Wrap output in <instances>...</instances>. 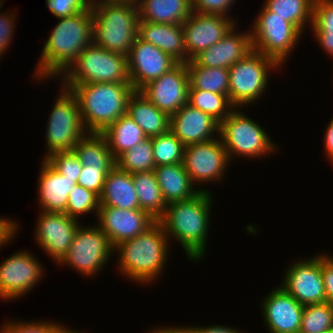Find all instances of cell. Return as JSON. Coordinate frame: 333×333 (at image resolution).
<instances>
[{"label":"cell","mask_w":333,"mask_h":333,"mask_svg":"<svg viewBox=\"0 0 333 333\" xmlns=\"http://www.w3.org/2000/svg\"><path fill=\"white\" fill-rule=\"evenodd\" d=\"M42 50L35 77L61 76L77 60V56L93 44V14L91 7L76 15L59 18ZM57 75V76H56ZM42 78V79H41Z\"/></svg>","instance_id":"cell-1"},{"label":"cell","mask_w":333,"mask_h":333,"mask_svg":"<svg viewBox=\"0 0 333 333\" xmlns=\"http://www.w3.org/2000/svg\"><path fill=\"white\" fill-rule=\"evenodd\" d=\"M210 195L208 191H200L191 199L172 202L158 220L167 237L178 240L190 260H201L205 254L213 204Z\"/></svg>","instance_id":"cell-2"},{"label":"cell","mask_w":333,"mask_h":333,"mask_svg":"<svg viewBox=\"0 0 333 333\" xmlns=\"http://www.w3.org/2000/svg\"><path fill=\"white\" fill-rule=\"evenodd\" d=\"M169 240L162 225L156 221L145 232L114 247L120 257L117 269L134 283L155 281L167 262Z\"/></svg>","instance_id":"cell-3"},{"label":"cell","mask_w":333,"mask_h":333,"mask_svg":"<svg viewBox=\"0 0 333 333\" xmlns=\"http://www.w3.org/2000/svg\"><path fill=\"white\" fill-rule=\"evenodd\" d=\"M71 92L78 99L83 125L88 133H102L120 116L127 113L129 98L135 92L132 84H76Z\"/></svg>","instance_id":"cell-4"},{"label":"cell","mask_w":333,"mask_h":333,"mask_svg":"<svg viewBox=\"0 0 333 333\" xmlns=\"http://www.w3.org/2000/svg\"><path fill=\"white\" fill-rule=\"evenodd\" d=\"M93 43L110 52L128 56L138 37L140 17L135 0L91 6Z\"/></svg>","instance_id":"cell-5"},{"label":"cell","mask_w":333,"mask_h":333,"mask_svg":"<svg viewBox=\"0 0 333 333\" xmlns=\"http://www.w3.org/2000/svg\"><path fill=\"white\" fill-rule=\"evenodd\" d=\"M61 77L64 80L62 87L69 90L76 84L84 83L131 84L127 56L110 52L94 43L77 56Z\"/></svg>","instance_id":"cell-6"},{"label":"cell","mask_w":333,"mask_h":333,"mask_svg":"<svg viewBox=\"0 0 333 333\" xmlns=\"http://www.w3.org/2000/svg\"><path fill=\"white\" fill-rule=\"evenodd\" d=\"M218 136L230 162L233 157L260 158L276 150L266 131L238 108L220 123Z\"/></svg>","instance_id":"cell-7"},{"label":"cell","mask_w":333,"mask_h":333,"mask_svg":"<svg viewBox=\"0 0 333 333\" xmlns=\"http://www.w3.org/2000/svg\"><path fill=\"white\" fill-rule=\"evenodd\" d=\"M280 65L272 58L252 49L229 70V101L234 108L252 104L264 94L269 71Z\"/></svg>","instance_id":"cell-8"},{"label":"cell","mask_w":333,"mask_h":333,"mask_svg":"<svg viewBox=\"0 0 333 333\" xmlns=\"http://www.w3.org/2000/svg\"><path fill=\"white\" fill-rule=\"evenodd\" d=\"M62 88L47 121L45 136L48 151L44 159L56 152L73 151L88 133L82 122L78 99L71 90Z\"/></svg>","instance_id":"cell-9"},{"label":"cell","mask_w":333,"mask_h":333,"mask_svg":"<svg viewBox=\"0 0 333 333\" xmlns=\"http://www.w3.org/2000/svg\"><path fill=\"white\" fill-rule=\"evenodd\" d=\"M254 22L250 31L252 49L274 59L281 66L295 49L302 34L290 22L264 6Z\"/></svg>","instance_id":"cell-10"},{"label":"cell","mask_w":333,"mask_h":333,"mask_svg":"<svg viewBox=\"0 0 333 333\" xmlns=\"http://www.w3.org/2000/svg\"><path fill=\"white\" fill-rule=\"evenodd\" d=\"M112 251L114 252V248L98 225H80L70 248L57 264L70 266L80 274L94 277L103 266L105 267L104 264L108 263Z\"/></svg>","instance_id":"cell-11"},{"label":"cell","mask_w":333,"mask_h":333,"mask_svg":"<svg viewBox=\"0 0 333 333\" xmlns=\"http://www.w3.org/2000/svg\"><path fill=\"white\" fill-rule=\"evenodd\" d=\"M229 163L227 151L220 137L185 146L183 166L195 185L200 182H219Z\"/></svg>","instance_id":"cell-12"},{"label":"cell","mask_w":333,"mask_h":333,"mask_svg":"<svg viewBox=\"0 0 333 333\" xmlns=\"http://www.w3.org/2000/svg\"><path fill=\"white\" fill-rule=\"evenodd\" d=\"M42 265L31 252L18 251L0 264V299L23 297L39 283Z\"/></svg>","instance_id":"cell-13"},{"label":"cell","mask_w":333,"mask_h":333,"mask_svg":"<svg viewBox=\"0 0 333 333\" xmlns=\"http://www.w3.org/2000/svg\"><path fill=\"white\" fill-rule=\"evenodd\" d=\"M321 267V255L293 262L281 285L303 306L327 302Z\"/></svg>","instance_id":"cell-14"},{"label":"cell","mask_w":333,"mask_h":333,"mask_svg":"<svg viewBox=\"0 0 333 333\" xmlns=\"http://www.w3.org/2000/svg\"><path fill=\"white\" fill-rule=\"evenodd\" d=\"M127 63L130 83L135 91H140L178 64L170 55L139 37L132 44Z\"/></svg>","instance_id":"cell-15"},{"label":"cell","mask_w":333,"mask_h":333,"mask_svg":"<svg viewBox=\"0 0 333 333\" xmlns=\"http://www.w3.org/2000/svg\"><path fill=\"white\" fill-rule=\"evenodd\" d=\"M140 92L169 116L188 103L189 77L186 63H178L161 77L149 82Z\"/></svg>","instance_id":"cell-16"},{"label":"cell","mask_w":333,"mask_h":333,"mask_svg":"<svg viewBox=\"0 0 333 333\" xmlns=\"http://www.w3.org/2000/svg\"><path fill=\"white\" fill-rule=\"evenodd\" d=\"M231 16L192 12L182 23L187 57L192 60L201 51L220 41L236 26Z\"/></svg>","instance_id":"cell-17"},{"label":"cell","mask_w":333,"mask_h":333,"mask_svg":"<svg viewBox=\"0 0 333 333\" xmlns=\"http://www.w3.org/2000/svg\"><path fill=\"white\" fill-rule=\"evenodd\" d=\"M97 220L99 228L114 248L119 243L133 239L150 228L156 220L141 209H121L100 205Z\"/></svg>","instance_id":"cell-18"},{"label":"cell","mask_w":333,"mask_h":333,"mask_svg":"<svg viewBox=\"0 0 333 333\" xmlns=\"http://www.w3.org/2000/svg\"><path fill=\"white\" fill-rule=\"evenodd\" d=\"M78 227V220L66 213L40 211L35 239L44 252L58 263L70 248Z\"/></svg>","instance_id":"cell-19"},{"label":"cell","mask_w":333,"mask_h":333,"mask_svg":"<svg viewBox=\"0 0 333 333\" xmlns=\"http://www.w3.org/2000/svg\"><path fill=\"white\" fill-rule=\"evenodd\" d=\"M263 319L270 333H299L304 306L281 285L262 301Z\"/></svg>","instance_id":"cell-20"},{"label":"cell","mask_w":333,"mask_h":333,"mask_svg":"<svg viewBox=\"0 0 333 333\" xmlns=\"http://www.w3.org/2000/svg\"><path fill=\"white\" fill-rule=\"evenodd\" d=\"M219 128L217 120L188 103L170 116V131L185 146L216 138Z\"/></svg>","instance_id":"cell-21"},{"label":"cell","mask_w":333,"mask_h":333,"mask_svg":"<svg viewBox=\"0 0 333 333\" xmlns=\"http://www.w3.org/2000/svg\"><path fill=\"white\" fill-rule=\"evenodd\" d=\"M234 26L213 46L201 51L192 60L198 66L229 69L252 50L250 31L238 33Z\"/></svg>","instance_id":"cell-22"},{"label":"cell","mask_w":333,"mask_h":333,"mask_svg":"<svg viewBox=\"0 0 333 333\" xmlns=\"http://www.w3.org/2000/svg\"><path fill=\"white\" fill-rule=\"evenodd\" d=\"M38 180V200L42 211L65 213L69 192L77 184L59 174L45 159Z\"/></svg>","instance_id":"cell-23"},{"label":"cell","mask_w":333,"mask_h":333,"mask_svg":"<svg viewBox=\"0 0 333 333\" xmlns=\"http://www.w3.org/2000/svg\"><path fill=\"white\" fill-rule=\"evenodd\" d=\"M138 37L158 47L178 63L189 61L184 45L182 24L140 22Z\"/></svg>","instance_id":"cell-24"},{"label":"cell","mask_w":333,"mask_h":333,"mask_svg":"<svg viewBox=\"0 0 333 333\" xmlns=\"http://www.w3.org/2000/svg\"><path fill=\"white\" fill-rule=\"evenodd\" d=\"M100 205L121 209H140L132 173L120 170L116 165L108 172L99 196Z\"/></svg>","instance_id":"cell-25"},{"label":"cell","mask_w":333,"mask_h":333,"mask_svg":"<svg viewBox=\"0 0 333 333\" xmlns=\"http://www.w3.org/2000/svg\"><path fill=\"white\" fill-rule=\"evenodd\" d=\"M154 173L167 205L191 199L200 191H208L201 188L194 189L183 163L156 166Z\"/></svg>","instance_id":"cell-26"},{"label":"cell","mask_w":333,"mask_h":333,"mask_svg":"<svg viewBox=\"0 0 333 333\" xmlns=\"http://www.w3.org/2000/svg\"><path fill=\"white\" fill-rule=\"evenodd\" d=\"M145 133L147 138L170 130V116L157 109L140 91L129 98L126 113Z\"/></svg>","instance_id":"cell-27"},{"label":"cell","mask_w":333,"mask_h":333,"mask_svg":"<svg viewBox=\"0 0 333 333\" xmlns=\"http://www.w3.org/2000/svg\"><path fill=\"white\" fill-rule=\"evenodd\" d=\"M140 22L182 24L193 12L192 0H135Z\"/></svg>","instance_id":"cell-28"},{"label":"cell","mask_w":333,"mask_h":333,"mask_svg":"<svg viewBox=\"0 0 333 333\" xmlns=\"http://www.w3.org/2000/svg\"><path fill=\"white\" fill-rule=\"evenodd\" d=\"M101 134L108 142L115 160L147 138L144 131L127 114L120 116Z\"/></svg>","instance_id":"cell-29"},{"label":"cell","mask_w":333,"mask_h":333,"mask_svg":"<svg viewBox=\"0 0 333 333\" xmlns=\"http://www.w3.org/2000/svg\"><path fill=\"white\" fill-rule=\"evenodd\" d=\"M132 180L140 209L158 221L165 213L167 203L162 196L154 171L134 173Z\"/></svg>","instance_id":"cell-30"},{"label":"cell","mask_w":333,"mask_h":333,"mask_svg":"<svg viewBox=\"0 0 333 333\" xmlns=\"http://www.w3.org/2000/svg\"><path fill=\"white\" fill-rule=\"evenodd\" d=\"M73 151L83 166L113 168L116 165L108 142L101 133H87Z\"/></svg>","instance_id":"cell-31"},{"label":"cell","mask_w":333,"mask_h":333,"mask_svg":"<svg viewBox=\"0 0 333 333\" xmlns=\"http://www.w3.org/2000/svg\"><path fill=\"white\" fill-rule=\"evenodd\" d=\"M189 89H202L226 95L229 99V70L198 66L193 60L186 63Z\"/></svg>","instance_id":"cell-32"},{"label":"cell","mask_w":333,"mask_h":333,"mask_svg":"<svg viewBox=\"0 0 333 333\" xmlns=\"http://www.w3.org/2000/svg\"><path fill=\"white\" fill-rule=\"evenodd\" d=\"M313 2L314 0H266L263 6L290 22L302 34L307 22L311 26Z\"/></svg>","instance_id":"cell-33"},{"label":"cell","mask_w":333,"mask_h":333,"mask_svg":"<svg viewBox=\"0 0 333 333\" xmlns=\"http://www.w3.org/2000/svg\"><path fill=\"white\" fill-rule=\"evenodd\" d=\"M311 26L319 45L333 57V0H314Z\"/></svg>","instance_id":"cell-34"},{"label":"cell","mask_w":333,"mask_h":333,"mask_svg":"<svg viewBox=\"0 0 333 333\" xmlns=\"http://www.w3.org/2000/svg\"><path fill=\"white\" fill-rule=\"evenodd\" d=\"M188 104L221 123L235 109L226 95L202 89H189Z\"/></svg>","instance_id":"cell-35"},{"label":"cell","mask_w":333,"mask_h":333,"mask_svg":"<svg viewBox=\"0 0 333 333\" xmlns=\"http://www.w3.org/2000/svg\"><path fill=\"white\" fill-rule=\"evenodd\" d=\"M116 166L129 173L154 171L152 138H146L116 159Z\"/></svg>","instance_id":"cell-36"},{"label":"cell","mask_w":333,"mask_h":333,"mask_svg":"<svg viewBox=\"0 0 333 333\" xmlns=\"http://www.w3.org/2000/svg\"><path fill=\"white\" fill-rule=\"evenodd\" d=\"M333 330V304L328 302L304 306L299 333H325Z\"/></svg>","instance_id":"cell-37"},{"label":"cell","mask_w":333,"mask_h":333,"mask_svg":"<svg viewBox=\"0 0 333 333\" xmlns=\"http://www.w3.org/2000/svg\"><path fill=\"white\" fill-rule=\"evenodd\" d=\"M155 166L183 163L185 145L169 130L152 137Z\"/></svg>","instance_id":"cell-38"},{"label":"cell","mask_w":333,"mask_h":333,"mask_svg":"<svg viewBox=\"0 0 333 333\" xmlns=\"http://www.w3.org/2000/svg\"><path fill=\"white\" fill-rule=\"evenodd\" d=\"M99 207V196L95 192L76 184L68 194L65 213L69 217L78 220V217L85 213H90L91 211L95 212L97 215Z\"/></svg>","instance_id":"cell-39"},{"label":"cell","mask_w":333,"mask_h":333,"mask_svg":"<svg viewBox=\"0 0 333 333\" xmlns=\"http://www.w3.org/2000/svg\"><path fill=\"white\" fill-rule=\"evenodd\" d=\"M59 174L77 183L82 170V163L74 151H63L51 154L45 159Z\"/></svg>","instance_id":"cell-40"},{"label":"cell","mask_w":333,"mask_h":333,"mask_svg":"<svg viewBox=\"0 0 333 333\" xmlns=\"http://www.w3.org/2000/svg\"><path fill=\"white\" fill-rule=\"evenodd\" d=\"M62 326L58 322H28L26 321H9L4 323L0 330V333H56V331Z\"/></svg>","instance_id":"cell-41"},{"label":"cell","mask_w":333,"mask_h":333,"mask_svg":"<svg viewBox=\"0 0 333 333\" xmlns=\"http://www.w3.org/2000/svg\"><path fill=\"white\" fill-rule=\"evenodd\" d=\"M112 168L83 166L77 184L95 192L100 196L105 178Z\"/></svg>","instance_id":"cell-42"},{"label":"cell","mask_w":333,"mask_h":333,"mask_svg":"<svg viewBox=\"0 0 333 333\" xmlns=\"http://www.w3.org/2000/svg\"><path fill=\"white\" fill-rule=\"evenodd\" d=\"M46 6L56 18L76 15L89 7L87 0H46Z\"/></svg>","instance_id":"cell-43"},{"label":"cell","mask_w":333,"mask_h":333,"mask_svg":"<svg viewBox=\"0 0 333 333\" xmlns=\"http://www.w3.org/2000/svg\"><path fill=\"white\" fill-rule=\"evenodd\" d=\"M235 0H192L194 12L211 15H226Z\"/></svg>","instance_id":"cell-44"},{"label":"cell","mask_w":333,"mask_h":333,"mask_svg":"<svg viewBox=\"0 0 333 333\" xmlns=\"http://www.w3.org/2000/svg\"><path fill=\"white\" fill-rule=\"evenodd\" d=\"M8 13L6 11L4 14H0V58L6 52V49L11 42V36H13V33L15 32L13 29H15L14 26H16V23L14 25V22H16L14 21L16 16L10 11Z\"/></svg>","instance_id":"cell-45"},{"label":"cell","mask_w":333,"mask_h":333,"mask_svg":"<svg viewBox=\"0 0 333 333\" xmlns=\"http://www.w3.org/2000/svg\"><path fill=\"white\" fill-rule=\"evenodd\" d=\"M321 265L327 302L333 304V257L321 254Z\"/></svg>","instance_id":"cell-46"},{"label":"cell","mask_w":333,"mask_h":333,"mask_svg":"<svg viewBox=\"0 0 333 333\" xmlns=\"http://www.w3.org/2000/svg\"><path fill=\"white\" fill-rule=\"evenodd\" d=\"M17 226V222L12 221V219L0 217V248L10 243L11 239H15L13 237L18 232L16 231L19 228Z\"/></svg>","instance_id":"cell-47"},{"label":"cell","mask_w":333,"mask_h":333,"mask_svg":"<svg viewBox=\"0 0 333 333\" xmlns=\"http://www.w3.org/2000/svg\"><path fill=\"white\" fill-rule=\"evenodd\" d=\"M327 129L324 134V144H325V152L329 161L333 162V118L330 120L329 125H327Z\"/></svg>","instance_id":"cell-48"},{"label":"cell","mask_w":333,"mask_h":333,"mask_svg":"<svg viewBox=\"0 0 333 333\" xmlns=\"http://www.w3.org/2000/svg\"><path fill=\"white\" fill-rule=\"evenodd\" d=\"M149 333H199V330L197 329L196 326L194 327H182L181 326L178 328V326L176 327H159L157 329H152V331H150Z\"/></svg>","instance_id":"cell-49"},{"label":"cell","mask_w":333,"mask_h":333,"mask_svg":"<svg viewBox=\"0 0 333 333\" xmlns=\"http://www.w3.org/2000/svg\"><path fill=\"white\" fill-rule=\"evenodd\" d=\"M199 333H241V331H237L235 328L226 327L223 325H210L207 327L197 326Z\"/></svg>","instance_id":"cell-50"},{"label":"cell","mask_w":333,"mask_h":333,"mask_svg":"<svg viewBox=\"0 0 333 333\" xmlns=\"http://www.w3.org/2000/svg\"><path fill=\"white\" fill-rule=\"evenodd\" d=\"M122 1H127V0H87V3L89 5V7H91V6H97V5L104 4V3H118V2H122Z\"/></svg>","instance_id":"cell-51"},{"label":"cell","mask_w":333,"mask_h":333,"mask_svg":"<svg viewBox=\"0 0 333 333\" xmlns=\"http://www.w3.org/2000/svg\"><path fill=\"white\" fill-rule=\"evenodd\" d=\"M56 333H79L77 331H74V330H70V329H67V327H65V325H62L57 331ZM82 333V332H81Z\"/></svg>","instance_id":"cell-52"},{"label":"cell","mask_w":333,"mask_h":333,"mask_svg":"<svg viewBox=\"0 0 333 333\" xmlns=\"http://www.w3.org/2000/svg\"><path fill=\"white\" fill-rule=\"evenodd\" d=\"M2 4H4V3H3V0H0V10H1V8H2Z\"/></svg>","instance_id":"cell-53"},{"label":"cell","mask_w":333,"mask_h":333,"mask_svg":"<svg viewBox=\"0 0 333 333\" xmlns=\"http://www.w3.org/2000/svg\"><path fill=\"white\" fill-rule=\"evenodd\" d=\"M325 333H333V330H330V331H328V332H325Z\"/></svg>","instance_id":"cell-54"}]
</instances>
